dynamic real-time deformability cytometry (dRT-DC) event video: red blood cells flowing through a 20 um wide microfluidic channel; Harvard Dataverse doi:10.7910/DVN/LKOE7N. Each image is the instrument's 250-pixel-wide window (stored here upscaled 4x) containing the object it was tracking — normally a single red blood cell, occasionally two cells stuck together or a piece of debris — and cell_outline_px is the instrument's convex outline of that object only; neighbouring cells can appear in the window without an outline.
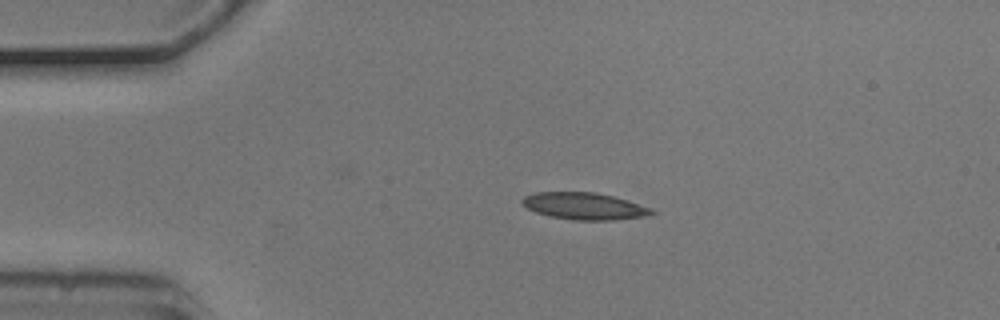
{"species": "common noctule bat (a hibernating species)", "species_latin": "Nyctalus noctula", "temperature_condition": "cold", "stored_images_in_passage": 3, "camera_frame_rate_fps": 3000, "um_per_image_px": 0.085, "animal": {"sex": "male", "body_mass_g": 20.5, "forearm_length_mm": 52.5}, "frame": {"image": 1, "passage_image": 2, "time_ms": 0.333, "image_size_px": [1000, 320], "cell_outline_px": [[656, 212], [640, 216], [612, 220], [572, 220], [552, 216], [536, 212], [528, 208], [520, 200], [524, 196], [536, 192], [596, 192], [628, 200], [652, 208]], "centroid_in_image_um": [49.65, 17.51], "position_along_channel_um": 35.4, "area_um2": 20.06}}